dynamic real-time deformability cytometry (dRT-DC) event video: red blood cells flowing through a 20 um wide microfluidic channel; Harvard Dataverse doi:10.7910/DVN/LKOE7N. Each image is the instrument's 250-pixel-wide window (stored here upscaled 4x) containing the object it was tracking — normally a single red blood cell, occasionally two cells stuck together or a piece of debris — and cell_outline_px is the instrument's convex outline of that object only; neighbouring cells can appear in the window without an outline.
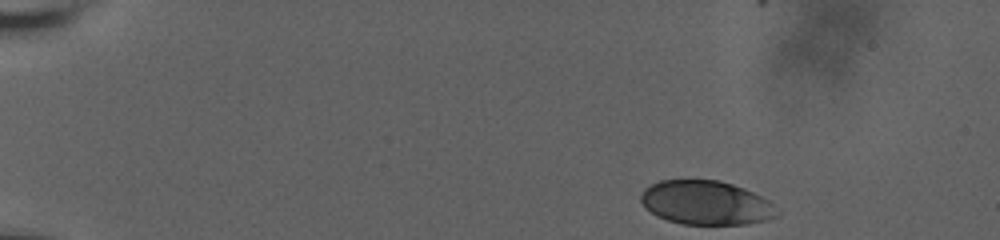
{"species": "human", "species_latin": "Homo sapiens", "temperature_condition": "room temperature", "stored_images_in_passage": 22, "camera_frame_rate_fps": 3000, "um_per_image_px": 0.085, "donor": {"sex": "male"}, "frame": {"image": 1, "passage_image": 1, "time_ms": 0.0, "image_size_px": [1000, 240], "cell_outline_px": [[780, 212], [776, 216], [768, 220], [744, 224], [684, 224], [668, 220], [656, 216], [644, 208], [640, 200], [640, 196], [644, 188], [660, 180], [716, 180], [732, 184], [744, 188], [768, 200]], "centroid_in_image_um": [59.98, 17.24], "position_along_channel_um": 25.0, "area_um2": 34.91}}
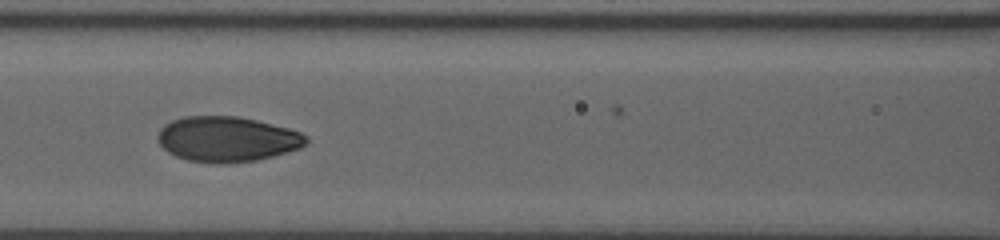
{"frame": {"image": 2, "passage_image": 19, "time_ms": 6.667, "image_size_px": [1000, 240], "cell_outline_px": [[308, 144], [300, 148], [288, 152], [256, 160], [224, 164], [212, 164], [188, 160], [176, 156], [168, 152], [160, 144], [156, 136], [160, 128], [164, 124], [172, 120], [184, 116], [240, 116], [288, 128], [300, 132], [308, 136]], "centroid_in_image_um": [19.3, 11.83], "position_along_channel_um": 147.3, "area_um2": 39.48}}
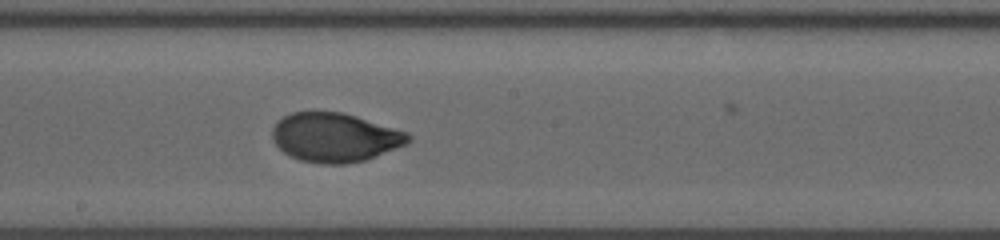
{"frame": {"image": 3, "passage_image": 22, "time_ms": 8.667, "image_size_px": [1000, 240], "cell_outline_px": [[412, 140], [408, 144], [364, 160], [348, 164], [320, 164], [300, 160], [284, 152], [272, 140], [272, 128], [284, 116], [292, 112], [340, 112], [356, 116], [408, 132], [412, 136]], "centroid_in_image_um": [28.49, 11.69], "position_along_channel_um": 219.7, "area_um2": 38.78}}